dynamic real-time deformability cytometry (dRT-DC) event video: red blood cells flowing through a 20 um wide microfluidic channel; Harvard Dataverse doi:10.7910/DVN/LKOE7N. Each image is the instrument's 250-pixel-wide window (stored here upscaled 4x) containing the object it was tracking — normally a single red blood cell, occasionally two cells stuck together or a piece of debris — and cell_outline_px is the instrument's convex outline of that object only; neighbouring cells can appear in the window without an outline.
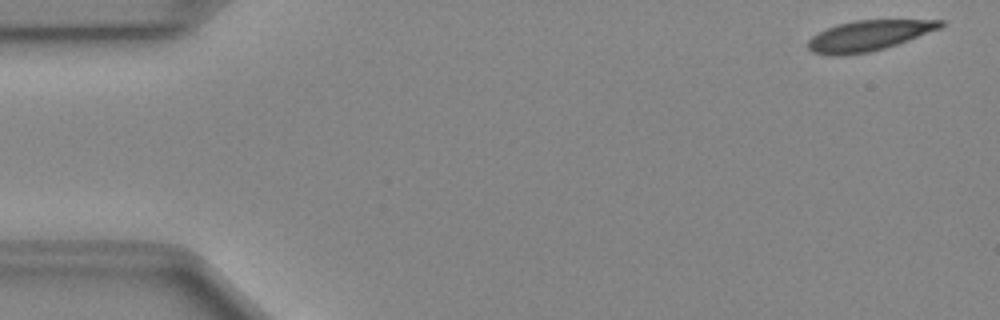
{"species": "Egyptian fruit bat (a non-hibernating species)", "species_latin": "Rousettus aegyptiacus", "temperature_condition": "cold", "stored_images_in_passage": 50, "camera_frame_rate_fps": 3000, "um_per_image_px": 0.085, "animal": {"sex": "female"}, "frame": {"image": 1, "passage_image": 2, "time_ms": 0.333, "image_size_px": [1000, 320], "cell_outline_px": [[944, 24], [940, 28], [908, 40], [884, 48], [868, 52], [844, 56], [828, 56], [812, 52], [808, 48], [808, 40], [812, 36], [836, 24], [856, 20], [944, 20]], "centroid_in_image_um": [73.79, 3.04], "position_along_channel_um": 11.2, "area_um2": 23.35}}
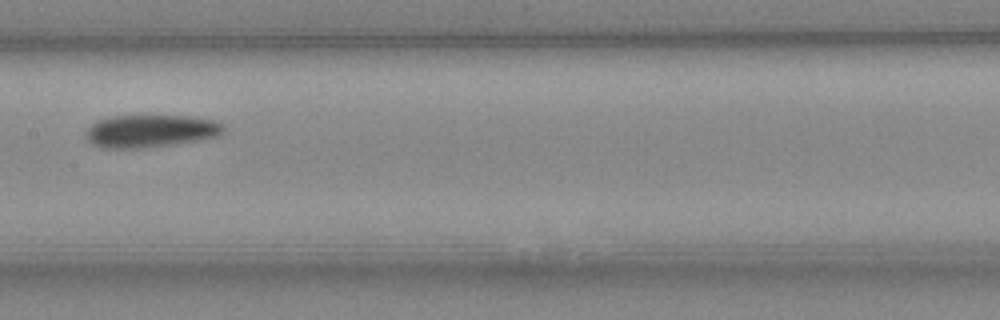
{"frame": {"image": 2, "passage_image": 25, "time_ms": 8.0, "image_size_px": [1000, 320], "cell_outline_px": [[224, 132], [216, 136], [200, 140], [176, 144], [140, 148], [104, 148], [92, 144], [84, 136], [84, 132], [92, 124], [100, 120], [112, 116], [192, 116], [216, 120], [224, 124]], "centroid_in_image_um": [12.82, 11.14], "position_along_channel_um": 194.6, "area_um2": 26.3}}
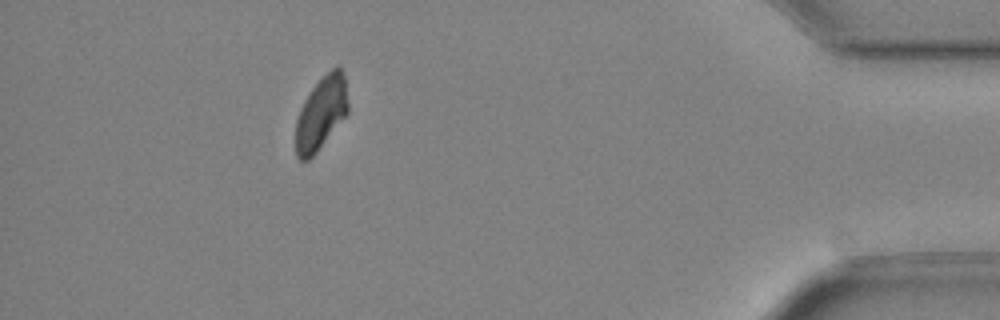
{"frame": {"image": 3, "passage_image": 45, "time_ms": 14.667, "image_size_px": [1000, 320], "cell_outline_px": [[348, 112], [316, 152], [308, 160], [300, 160], [296, 156], [296, 120], [300, 108], [304, 100], [312, 88], [332, 68], [340, 68], [344, 76], [348, 104]], "centroid_in_image_um": [27.27, 9.64], "position_along_channel_um": 407.9, "area_um2": 21.73}, "authors_computed_cell_mechanics": {"area_um2": 24.4494, "velocity_mm_per_s": 3.9992, "shape_relaxation_time_tau1_ms": 6.1944, "shape_relaxation_time_tau2_ms": null, "deformation_change_tau1": 0.1257, "deformation_change_tau2": null}}